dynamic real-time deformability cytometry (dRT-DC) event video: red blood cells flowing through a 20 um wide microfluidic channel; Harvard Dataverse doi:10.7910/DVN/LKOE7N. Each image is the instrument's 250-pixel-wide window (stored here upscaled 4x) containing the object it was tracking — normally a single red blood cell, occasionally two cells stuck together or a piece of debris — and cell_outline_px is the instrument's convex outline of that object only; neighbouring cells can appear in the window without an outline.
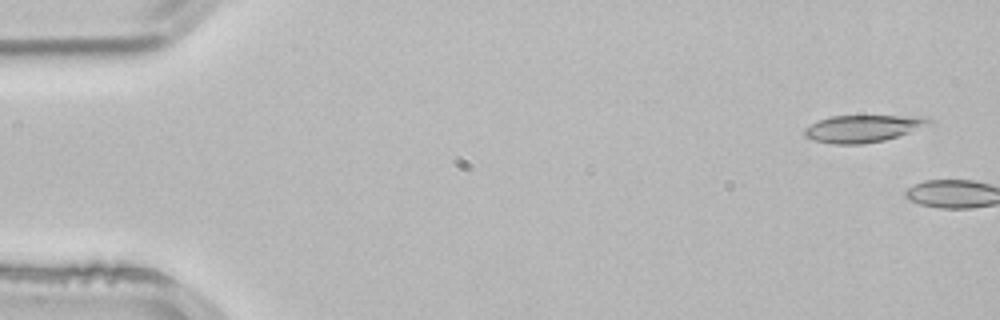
{"species": "common noctule bat (a hibernating species)", "species_latin": "Nyctalus noctula", "temperature_condition": "room temperature", "stored_images_in_passage": 5, "camera_frame_rate_fps": 3000, "um_per_image_px": 0.085, "animal": {"sex": "male", "body_mass_g": 21.5, "forearm_length_mm": 52.0}, "frame": {"image": 1, "passage_image": 1, "time_ms": 0.0, "image_size_px": [1000, 320], "cell_outline_px": [[936, 120], [932, 124], [884, 140], [860, 144], [832, 144], [812, 140], [804, 136], [804, 128], [828, 116], [928, 116]], "centroid_in_image_um": [73.38, 10.91], "position_along_channel_um": 11.6, "area_um2": 19.77}}